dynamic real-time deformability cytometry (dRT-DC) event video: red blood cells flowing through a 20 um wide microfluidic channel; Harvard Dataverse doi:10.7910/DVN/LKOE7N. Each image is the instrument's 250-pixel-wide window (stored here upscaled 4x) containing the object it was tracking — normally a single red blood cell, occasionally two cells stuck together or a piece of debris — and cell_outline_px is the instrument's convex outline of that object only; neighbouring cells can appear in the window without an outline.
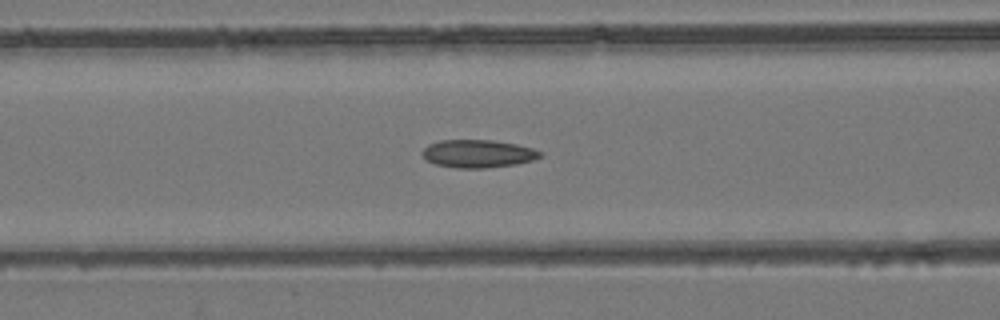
{"species": "common noctule bat (a hibernating species)", "species_latin": "Nyctalus noctula", "temperature_condition": "room temperature", "stored_images_in_passage": 53, "camera_frame_rate_fps": 3000, "um_per_image_px": 0.085, "animal": {"sex": "female", "body_mass_g": 24.6, "forearm_length_mm": 56.2}, "frame": {"image": 1, "passage_image": 22, "time_ms": 7.0, "image_size_px": [1000, 320], "cell_outline_px": [[544, 156], [532, 160], [516, 164], [484, 168], [456, 168], [436, 164], [428, 160], [420, 152], [428, 144], [440, 140], [492, 140], [516, 144], [532, 148], [540, 152]], "centroid_in_image_um": [40.62, 13.06], "position_along_channel_um": 126.0, "area_um2": 19.07}}
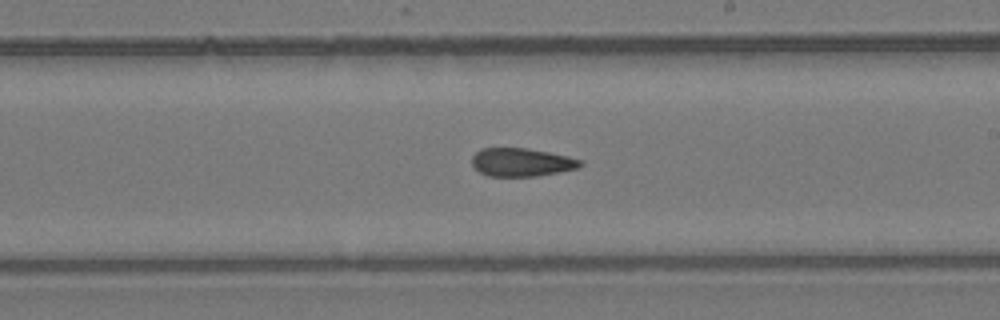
{"frame": {"image": 2, "passage_image": 31, "time_ms": 10.0, "image_size_px": [1000, 320], "cell_outline_px": [[584, 164], [580, 168], [536, 176], [488, 176], [480, 172], [472, 164], [472, 156], [480, 148], [528, 148], [568, 156], [584, 160]], "centroid_in_image_um": [44.37, 13.78], "position_along_channel_um": 244.6, "area_um2": 17.98}}
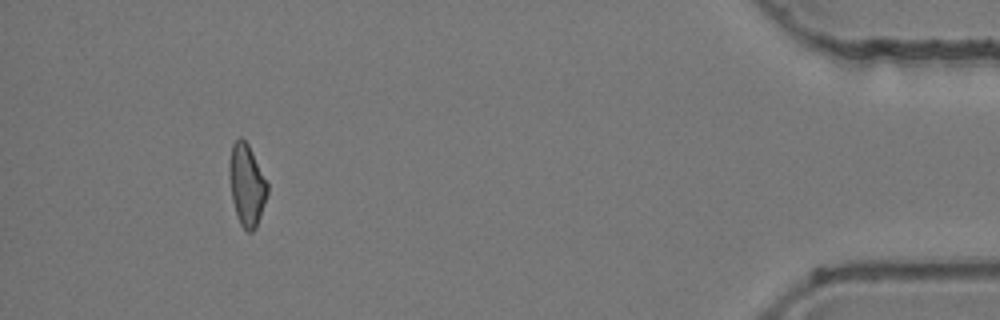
{"frame": {"image": 3, "passage_image": 49, "time_ms": 16.0, "image_size_px": [1000, 320], "cell_outline_px": [[268, 192], [256, 228], [252, 232], [248, 232], [240, 224], [236, 216], [232, 200], [228, 176], [228, 164], [232, 144], [240, 136], [248, 144], [268, 184]], "centroid_in_image_um": [20.94, 15.72], "position_along_channel_um": 414.3, "area_um2": 18.21}, "authors_computed_cell_mechanics": {"area_um2": 18.8428, "velocity_mm_per_s": 3.9537, "shape_relaxation_time_tau1_ms": null, "shape_relaxation_time_tau2_ms": 3.7492, "deformation_change_tau1": null, "deformation_change_tau2": 0.1157}}